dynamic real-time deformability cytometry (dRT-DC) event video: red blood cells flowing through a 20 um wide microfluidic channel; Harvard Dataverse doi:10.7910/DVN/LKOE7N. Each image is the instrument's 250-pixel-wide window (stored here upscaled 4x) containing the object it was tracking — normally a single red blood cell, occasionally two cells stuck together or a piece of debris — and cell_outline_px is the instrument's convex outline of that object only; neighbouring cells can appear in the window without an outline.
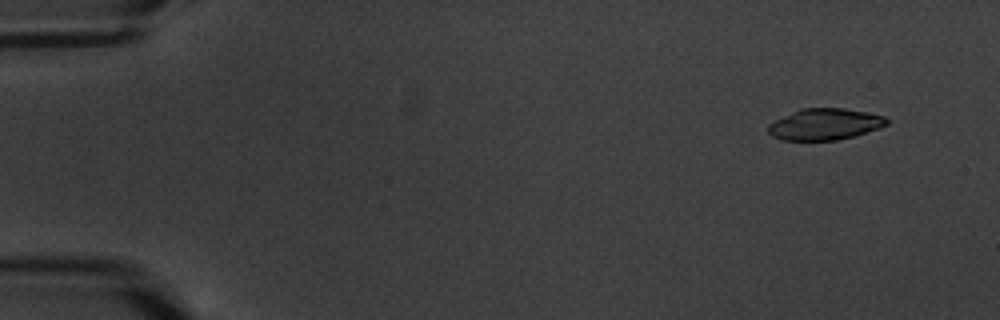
{"species": "common noctule bat (a hibernating species)", "species_latin": "Nyctalus noctula", "temperature_condition": "warm", "stored_images_in_passage": 6, "camera_frame_rate_fps": 3000, "um_per_image_px": 0.085, "animal": {"sex": "male", "body_mass_g": 20.1, "forearm_length_mm": 53.5}, "frame": {"image": 1, "passage_image": 2, "time_ms": 1.333, "image_size_px": [1000, 320], "cell_outline_px": [[888, 124], [880, 128], [852, 136], [836, 140], [780, 140], [772, 136], [768, 132], [768, 124], [800, 108], [844, 108], [868, 112], [884, 116], [888, 120]], "centroid_in_image_um": [70.11, 10.55], "position_along_channel_um": 14.9, "area_um2": 21.62}}
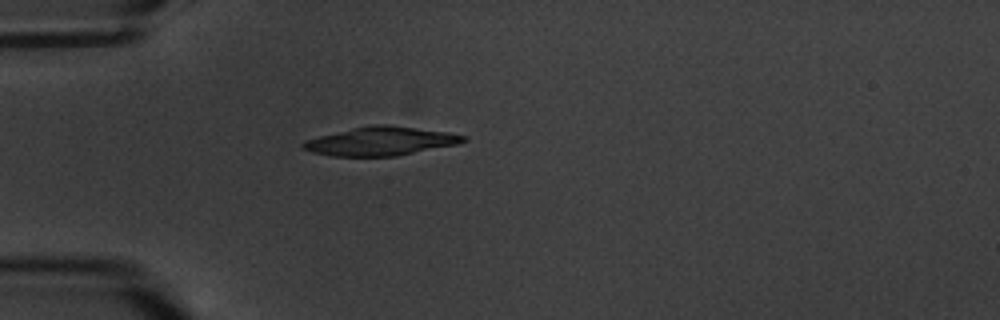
{"frame": {"image": 2, "passage_image": 6, "time_ms": 5.667, "image_size_px": [1000, 320], "cell_outline_px": [[468, 140], [456, 144], [396, 156], [332, 156], [312, 152], [300, 148], [300, 144], [304, 140], [352, 128], [372, 124], [388, 124], [448, 132], [468, 136]], "centroid_in_image_um": [32.34, 11.99], "position_along_channel_um": 52.7, "area_um2": 26.76}}